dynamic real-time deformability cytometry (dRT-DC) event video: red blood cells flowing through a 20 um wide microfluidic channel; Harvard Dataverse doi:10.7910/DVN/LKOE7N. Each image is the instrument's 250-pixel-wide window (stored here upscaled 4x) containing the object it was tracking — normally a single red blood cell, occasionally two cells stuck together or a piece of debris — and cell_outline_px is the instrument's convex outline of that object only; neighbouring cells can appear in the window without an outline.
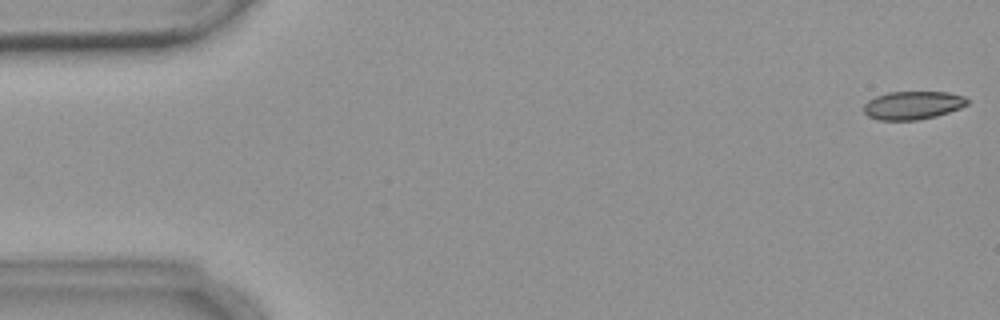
{"species": "common noctule bat (a hibernating species)", "species_latin": "Nyctalus noctula", "temperature_condition": "warm", "stored_images_in_passage": 6, "camera_frame_rate_fps": 3000, "um_per_image_px": 0.085, "animal": {"sex": "female", "body_mass_g": 18.4}, "frame": {"image": 1, "passage_image": 1, "time_ms": 0.0, "image_size_px": [1000, 320], "cell_outline_px": [[968, 104], [960, 108], [936, 116], [916, 120], [880, 120], [868, 116], [864, 112], [864, 104], [868, 100], [876, 96], [888, 92], [948, 92], [964, 96], [968, 100]], "centroid_in_image_um": [77.58, 8.94], "position_along_channel_um": 7.4, "area_um2": 16.99}}